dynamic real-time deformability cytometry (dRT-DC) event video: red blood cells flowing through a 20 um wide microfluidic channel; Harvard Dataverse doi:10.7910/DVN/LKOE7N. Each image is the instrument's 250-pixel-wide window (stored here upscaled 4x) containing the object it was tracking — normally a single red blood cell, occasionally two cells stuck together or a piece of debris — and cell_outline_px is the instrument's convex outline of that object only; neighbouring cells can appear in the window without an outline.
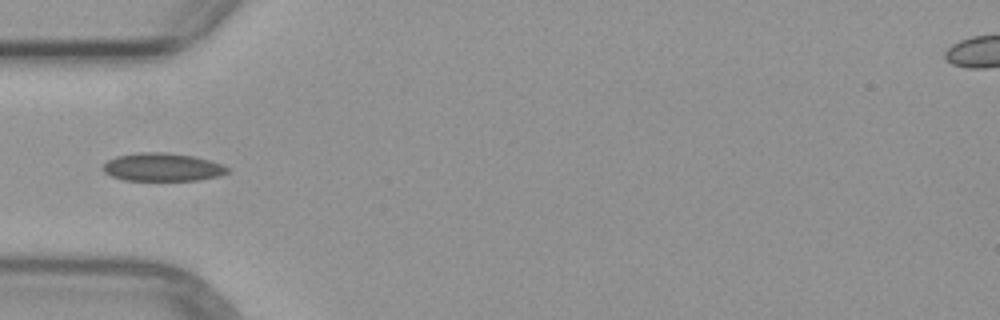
{"species": "common noctule bat (a hibernating species)", "species_latin": "Nyctalus noctula", "temperature_condition": "warm", "stored_images_in_passage": 2, "camera_frame_rate_fps": 3000, "um_per_image_px": 0.085, "animal": {"sex": "female", "body_mass_g": 29.2, "forearm_length_mm": 56.3}, "frame": {"image": 1, "passage_image": 1, "time_ms": 0.0, "image_size_px": [1000, 320], "cell_outline_px": [[228, 172], [220, 176], [200, 180], [124, 180], [112, 176], [104, 172], [100, 168], [108, 160], [116, 156], [136, 152], [168, 152], [192, 156], [224, 164], [228, 168]], "centroid_in_image_um": [13.79, 14.2], "position_along_channel_um": 71.2, "area_um2": 20.52}}
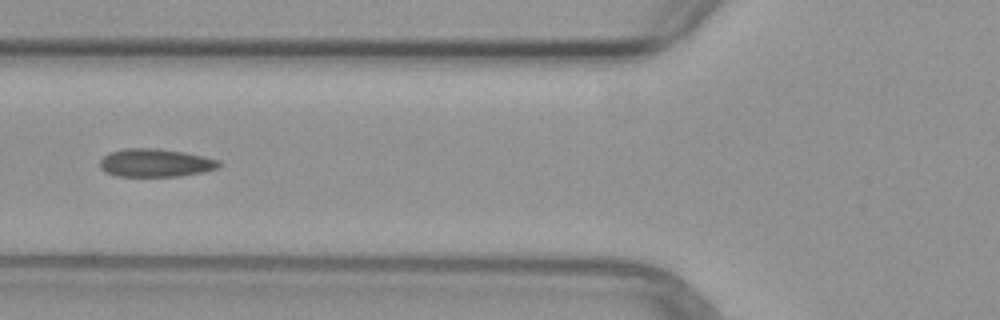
{"frame": {"image": 2, "passage_image": 2, "time_ms": 1.0, "image_size_px": [1000, 320], "cell_outline_px": [[220, 164], [216, 168], [200, 172], [180, 176], [116, 176], [104, 172], [100, 168], [100, 160], [104, 156], [112, 152], [128, 148], [156, 148], [184, 152], [220, 160]], "centroid_in_image_um": [13.18, 13.84], "position_along_channel_um": 112.6, "area_um2": 19.31}}